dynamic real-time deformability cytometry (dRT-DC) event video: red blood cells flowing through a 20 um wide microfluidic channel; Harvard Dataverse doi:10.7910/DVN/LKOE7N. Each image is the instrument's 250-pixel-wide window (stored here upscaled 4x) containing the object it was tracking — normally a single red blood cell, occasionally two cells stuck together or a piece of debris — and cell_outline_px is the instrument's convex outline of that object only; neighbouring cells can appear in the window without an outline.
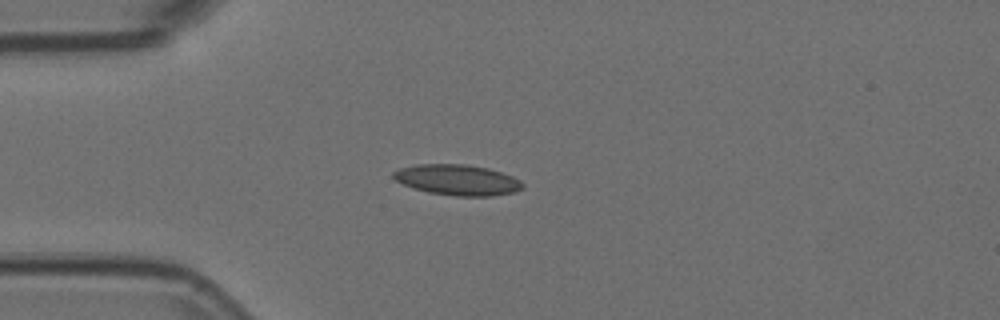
{"species": "Egyptian fruit bat (a non-hibernating species)", "species_latin": "Rousettus aegyptiacus", "temperature_condition": "room temperature", "stored_images_in_passage": 5, "camera_frame_rate_fps": 3000, "um_per_image_px": 0.085, "animal": {"sex": "female"}, "frame": {"image": 1, "passage_image": 3, "time_ms": 0.667, "image_size_px": [1000, 320], "cell_outline_px": [[524, 188], [516, 192], [492, 196], [456, 196], [428, 192], [412, 188], [396, 180], [392, 176], [392, 172], [400, 168], [416, 164], [464, 164], [488, 168], [512, 176], [520, 180], [524, 184]], "centroid_in_image_um": [38.9, 15.29], "position_along_channel_um": 46.1, "area_um2": 23.18}}
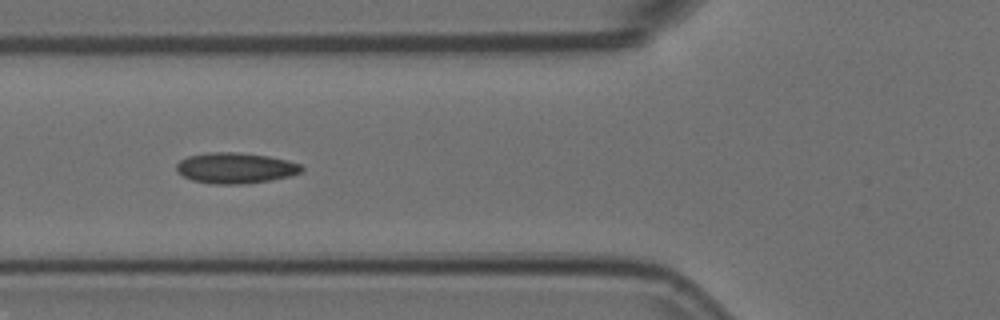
{"frame": {"image": 2, "passage_image": 5, "time_ms": 1.333, "image_size_px": [1000, 320], "cell_outline_px": [[304, 168], [300, 172], [292, 176], [248, 184], [212, 184], [192, 180], [184, 176], [176, 168], [176, 164], [180, 160], [188, 156], [208, 152], [240, 152], [268, 156], [288, 160], [300, 164]], "centroid_in_image_um": [20.04, 14.28], "position_along_channel_um": 105.8, "area_um2": 22.54}}